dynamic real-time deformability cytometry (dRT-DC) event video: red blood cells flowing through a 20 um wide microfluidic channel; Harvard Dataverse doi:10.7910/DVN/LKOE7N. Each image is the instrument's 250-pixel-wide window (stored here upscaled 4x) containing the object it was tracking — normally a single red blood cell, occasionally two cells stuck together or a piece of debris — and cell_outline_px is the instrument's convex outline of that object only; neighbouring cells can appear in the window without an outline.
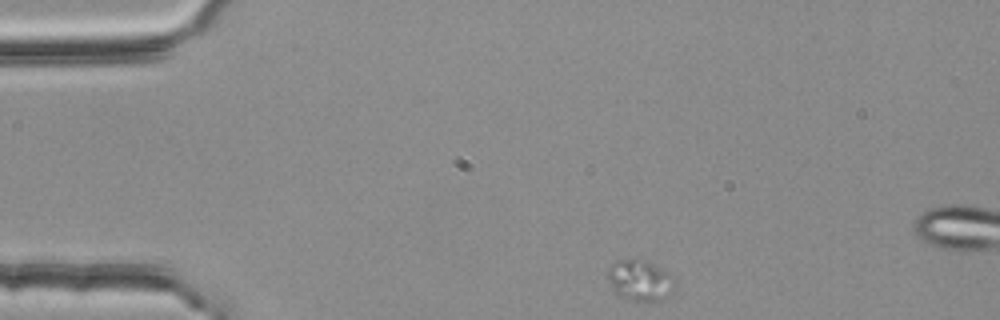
{"species": "common noctule bat (a hibernating species)", "species_latin": "Nyctalus noctula", "temperature_condition": "room temperature", "stored_images_in_passage": 3, "camera_frame_rate_fps": 3000, "um_per_image_px": 0.085, "animal": {"sex": "female", "body_mass_g": 25.1}, "frame": {"image": 1, "passage_image": 1, "time_ms": 0.0, "image_size_px": [1000, 320], "cell_outline_px": [[676, 284], [672, 292], [668, 296], [660, 300], [632, 300], [620, 296], [612, 288], [608, 276], [608, 264], [616, 260], [632, 256], [640, 256], [668, 272], [672, 276]], "centroid_in_image_um": [54.39, 23.75], "position_along_channel_um": 30.6, "area_um2": 16.42}}